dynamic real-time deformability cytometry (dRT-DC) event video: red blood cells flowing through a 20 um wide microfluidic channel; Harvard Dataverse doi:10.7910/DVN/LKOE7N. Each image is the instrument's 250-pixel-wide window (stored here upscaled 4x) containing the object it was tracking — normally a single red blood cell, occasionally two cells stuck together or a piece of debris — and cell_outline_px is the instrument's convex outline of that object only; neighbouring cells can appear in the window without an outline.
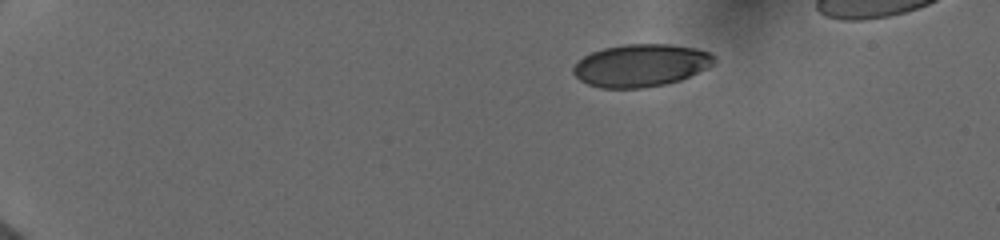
{"species": "human", "species_latin": "Homo sapiens", "temperature_condition": "cold", "stored_images_in_passage": 14, "camera_frame_rate_fps": 3000, "um_per_image_px": 0.085, "donor": {"sex": "female"}, "frame": {"image": 1, "passage_image": 1, "time_ms": 0.0, "image_size_px": [1000, 240], "cell_outline_px": [[716, 60], [708, 68], [680, 80], [664, 84], [644, 88], [600, 88], [588, 84], [580, 80], [572, 72], [572, 68], [584, 56], [592, 52], [604, 48], [624, 44], [668, 44], [696, 48], [708, 52], [716, 56]], "centroid_in_image_um": [54.48, 5.56], "position_along_channel_um": 30.5, "area_um2": 34.91}}
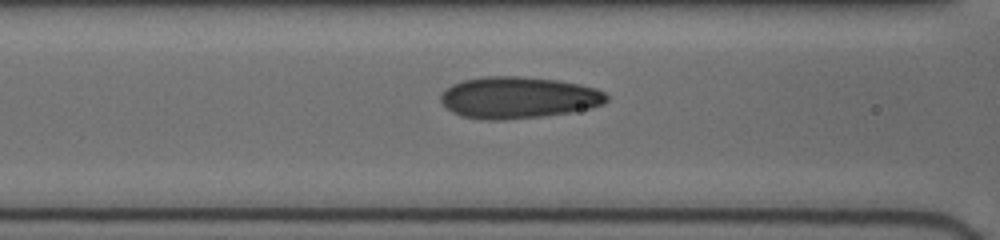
{"frame": {"image": 2, "passage_image": 11, "time_ms": 5.0, "image_size_px": [1000, 240], "cell_outline_px": [[608, 100], [604, 104], [592, 108], [572, 112], [544, 116], [500, 120], [484, 120], [460, 116], [452, 112], [440, 100], [440, 96], [452, 84], [464, 80], [484, 76], [516, 76], [560, 80], [580, 84], [596, 88], [604, 92], [608, 96]], "centroid_in_image_um": [44.09, 8.3], "position_along_channel_um": 122.5, "area_um2": 40.46}}
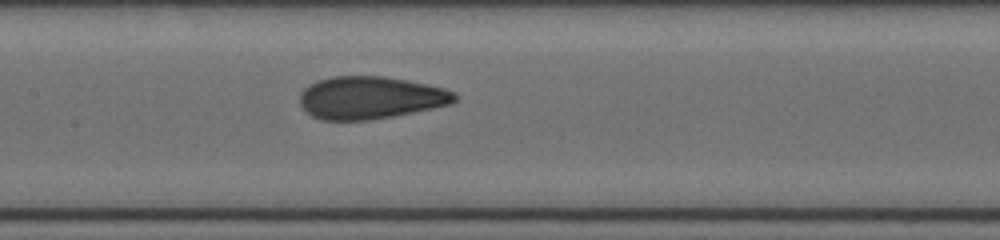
{"frame": {"image": 3, "passage_image": 14, "time_ms": 6.333, "image_size_px": [1000, 240], "cell_outline_px": [[460, 96], [452, 104], [392, 116], [368, 120], [320, 120], [312, 116], [300, 104], [300, 92], [304, 88], [316, 80], [332, 76], [384, 76], [428, 84], [444, 88], [456, 92]], "centroid_in_image_um": [31.5, 8.29], "position_along_channel_um": 175.9, "area_um2": 38.55}}